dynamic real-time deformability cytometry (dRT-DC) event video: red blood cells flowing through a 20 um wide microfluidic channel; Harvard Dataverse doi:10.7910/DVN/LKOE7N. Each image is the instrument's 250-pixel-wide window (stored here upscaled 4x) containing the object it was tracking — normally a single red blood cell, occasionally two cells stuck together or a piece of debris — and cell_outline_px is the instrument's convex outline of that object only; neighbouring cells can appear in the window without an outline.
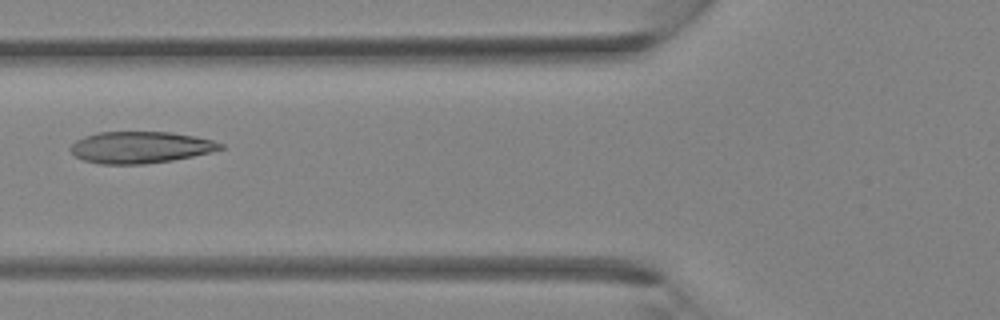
{"species": "Egyptian fruit bat (a non-hibernating species)", "species_latin": "Rousettus aegyptiacus", "temperature_condition": "room temperature", "stored_images_in_passage": 31, "camera_frame_rate_fps": 3000, "um_per_image_px": 0.085, "animal": {"sex": "female"}, "frame": {"image": 1, "passage_image": 9, "time_ms": 2.667, "image_size_px": [1000, 320], "cell_outline_px": [[224, 148], [192, 156], [172, 160], [144, 164], [100, 164], [84, 160], [76, 156], [68, 148], [76, 140], [84, 136], [96, 132], [168, 132], [196, 136], [212, 140], [224, 144]], "centroid_in_image_um": [11.91, 12.52], "position_along_channel_um": 113.9, "area_um2": 27.57}}
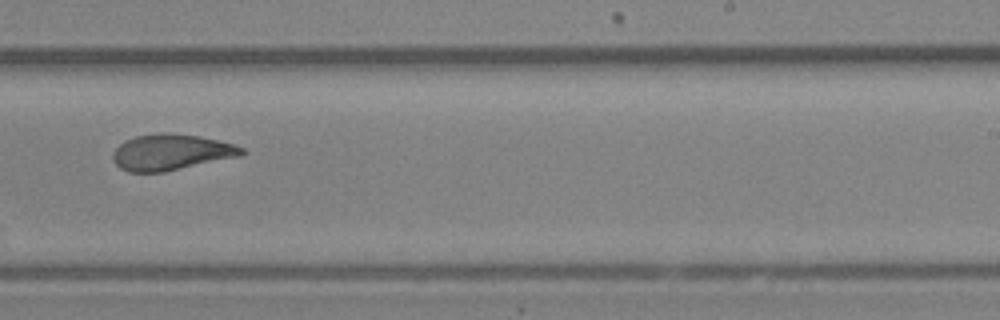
{"frame": {"image": 2, "passage_image": 18, "time_ms": 5.667, "image_size_px": [1000, 320], "cell_outline_px": [[244, 152], [240, 156], [164, 172], [128, 172], [120, 168], [112, 160], [112, 152], [124, 140], [136, 136], [156, 132], [168, 132], [196, 136], [216, 140], [232, 144], [244, 148]], "centroid_in_image_um": [14.48, 12.94], "position_along_channel_um": 274.5, "area_um2": 26.99}}
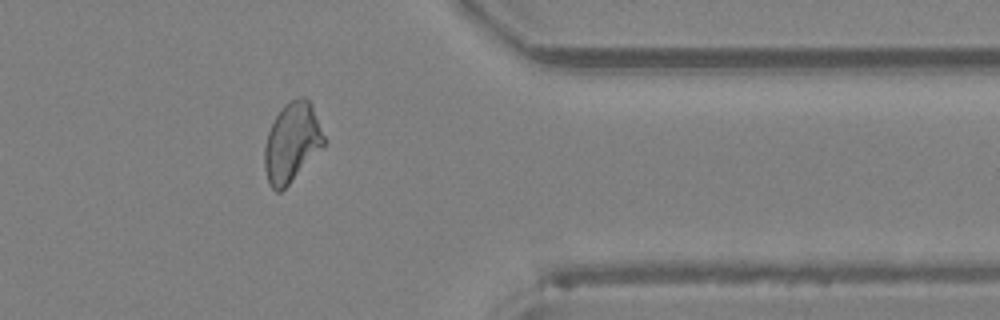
{"frame": {"image": 3, "passage_image": 25, "time_ms": 8.0, "image_size_px": [1000, 320], "cell_outline_px": [[328, 144], [280, 192], [276, 192], [268, 184], [264, 168], [264, 148], [268, 132], [280, 108], [284, 104], [300, 96], [304, 96], [312, 104], [328, 140]], "centroid_in_image_um": [24.85, 12.1], "position_along_channel_um": 386.5, "area_um2": 28.03}}